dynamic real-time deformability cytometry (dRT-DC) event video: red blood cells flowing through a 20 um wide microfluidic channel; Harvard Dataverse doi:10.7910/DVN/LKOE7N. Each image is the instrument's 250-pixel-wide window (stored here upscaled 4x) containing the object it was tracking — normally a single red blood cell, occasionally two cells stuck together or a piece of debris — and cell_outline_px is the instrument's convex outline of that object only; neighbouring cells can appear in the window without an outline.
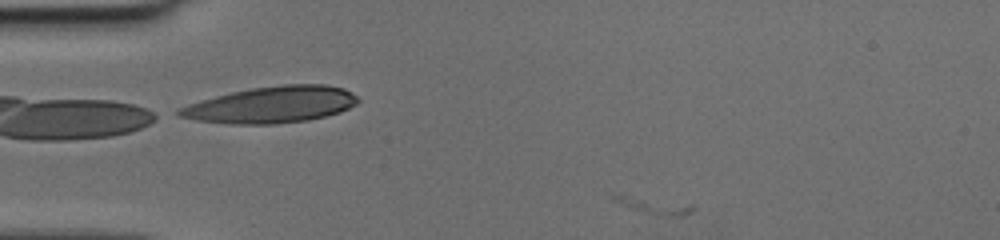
{"species": "human", "species_latin": "Homo sapiens", "temperature_condition": "cold", "stored_images_in_passage": 22, "camera_frame_rate_fps": 3000, "um_per_image_px": 0.085, "donor": {"sex": "female"}, "frame": {"image": 1, "passage_image": 2, "time_ms": 0.333, "image_size_px": [1000, 240], "cell_outline_px": [[360, 100], [356, 104], [340, 112], [308, 120], [272, 124], [228, 124], [196, 120], [180, 116], [176, 112], [176, 108], [200, 100], [232, 92], [252, 88], [284, 84], [328, 84], [344, 88], [352, 92]], "centroid_in_image_um": [23.07, 8.89], "position_along_channel_um": 61.9, "area_um2": 38.03}}
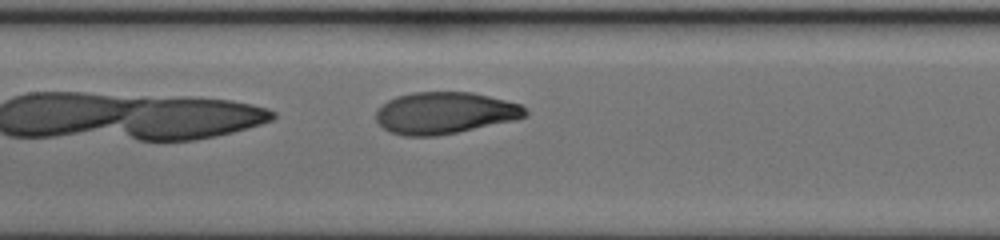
{"frame": {"image": 2, "passage_image": 10, "time_ms": 3.0, "image_size_px": [1000, 240], "cell_outline_px": [[528, 112], [524, 116], [516, 120], [436, 136], [404, 136], [388, 132], [376, 120], [376, 108], [388, 100], [396, 96], [412, 92], [472, 92], [520, 104]], "centroid_in_image_um": [37.75, 9.6], "position_along_channel_um": 169.6, "area_um2": 36.3}}
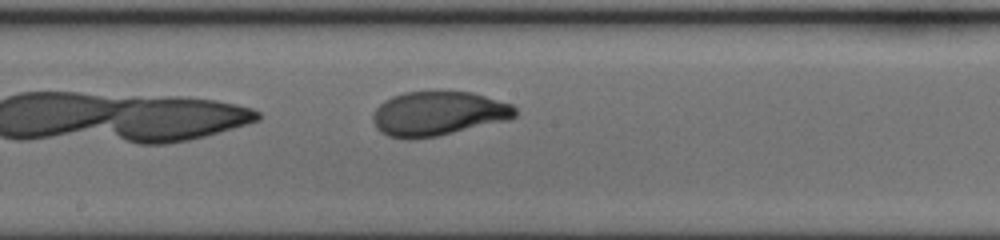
{"frame": {"image": 3, "passage_image": 13, "time_ms": 4.0, "image_size_px": [1000, 240], "cell_outline_px": [[516, 116], [508, 120], [436, 136], [416, 140], [408, 140], [388, 136], [380, 132], [376, 128], [372, 120], [372, 116], [376, 108], [384, 100], [392, 96], [404, 92], [472, 92], [512, 104], [516, 108]], "centroid_in_image_um": [37.21, 9.67], "position_along_channel_um": 211.0, "area_um2": 36.82}}